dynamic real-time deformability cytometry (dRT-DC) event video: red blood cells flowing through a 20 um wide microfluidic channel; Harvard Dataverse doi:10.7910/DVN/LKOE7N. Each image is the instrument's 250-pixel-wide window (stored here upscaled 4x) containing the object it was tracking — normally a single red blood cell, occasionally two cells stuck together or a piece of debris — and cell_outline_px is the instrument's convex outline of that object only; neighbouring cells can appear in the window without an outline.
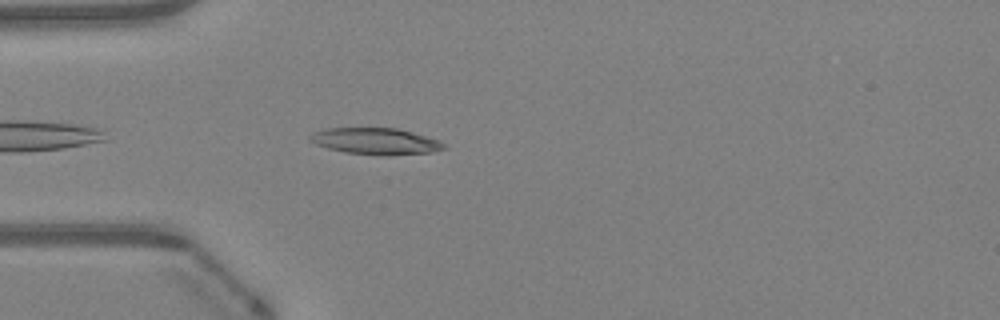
{"species": "Egyptian fruit bat (a non-hibernating species)", "species_latin": "Rousettus aegyptiacus", "temperature_condition": "warm", "stored_images_in_passage": 24, "camera_frame_rate_fps": 3000, "um_per_image_px": 0.085, "animal": {"sex": "female"}, "frame": {"image": 1, "passage_image": 3, "time_ms": 0.667, "image_size_px": [1000, 320], "cell_outline_px": [[448, 148], [432, 152], [388, 156], [384, 156], [344, 152], [328, 148], [316, 144], [308, 140], [308, 136], [312, 132], [324, 128], [396, 128], [412, 132], [436, 140], [444, 144]], "centroid_in_image_um": [31.88, 12.01], "position_along_channel_um": 53.1, "area_um2": 20.75}}
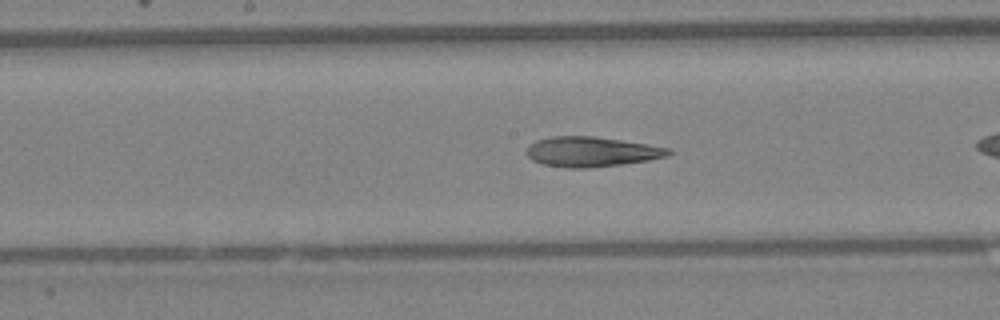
{"frame": {"image": 2, "passage_image": 11, "time_ms": 3.333, "image_size_px": [1000, 320], "cell_outline_px": [[672, 152], [668, 156], [648, 160], [620, 164], [588, 168], [568, 168], [544, 164], [532, 160], [524, 152], [528, 144], [536, 140], [552, 136], [592, 136], [620, 140], [672, 148]], "centroid_in_image_um": [50.24, 12.89], "position_along_channel_um": 198.0, "area_um2": 24.8}}
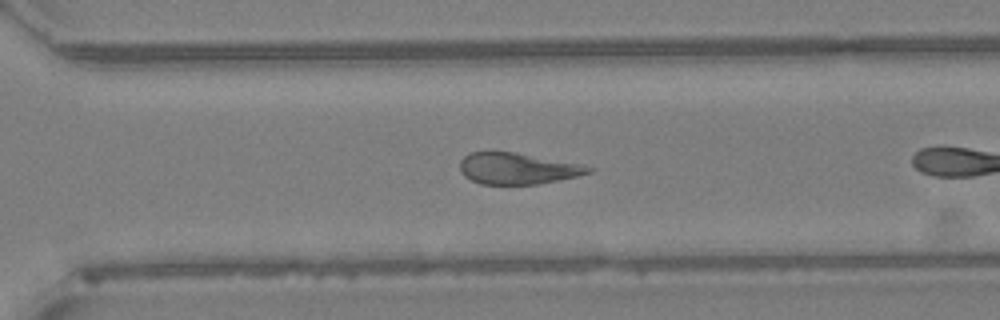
{"frame": {"image": 3, "passage_image": 20, "time_ms": 6.333, "image_size_px": [1000, 320], "cell_outline_px": [[592, 172], [560, 180], [536, 184], [480, 184], [464, 176], [460, 172], [460, 160], [464, 156], [472, 152], [516, 152], [584, 164], [592, 168]], "centroid_in_image_um": [43.99, 14.32], "position_along_channel_um": 326.6, "area_um2": 23.52}}